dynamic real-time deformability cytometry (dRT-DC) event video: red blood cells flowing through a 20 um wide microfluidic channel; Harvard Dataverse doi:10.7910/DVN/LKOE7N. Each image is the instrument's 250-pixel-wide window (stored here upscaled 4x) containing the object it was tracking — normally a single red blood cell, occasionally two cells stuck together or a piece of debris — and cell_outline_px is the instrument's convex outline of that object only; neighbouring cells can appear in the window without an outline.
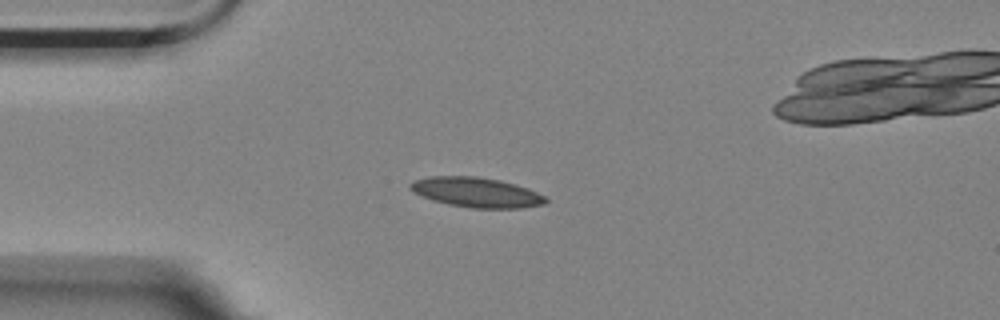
{"species": "Egyptian fruit bat (a non-hibernating species)", "species_latin": "Rousettus aegyptiacus", "temperature_condition": "room temperature", "stored_images_in_passage": 5, "camera_frame_rate_fps": 3000, "um_per_image_px": 0.085, "animal": {"sex": "female"}, "frame": {"image": 1, "passage_image": 3, "time_ms": 0.667, "image_size_px": [1000, 320], "cell_outline_px": [[548, 200], [544, 204], [520, 208], [472, 208], [448, 204], [432, 200], [412, 192], [408, 188], [408, 184], [412, 180], [432, 176], [476, 176], [500, 180], [516, 184], [528, 188], [544, 196]], "centroid_in_image_um": [40.45, 16.34], "position_along_channel_um": 44.6, "area_um2": 23.7}}
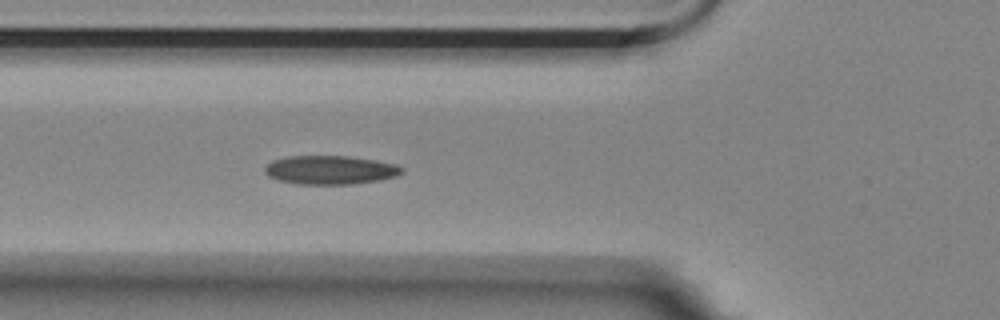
{"frame": {"image": 2, "passage_image": 5, "time_ms": 1.333, "image_size_px": [1000, 320], "cell_outline_px": [[404, 172], [396, 176], [380, 180], [352, 184], [296, 184], [276, 180], [268, 176], [264, 172], [264, 168], [272, 160], [288, 156], [348, 156], [376, 160], [396, 164], [404, 168]], "centroid_in_image_um": [28.06, 14.45], "position_along_channel_um": 97.7, "area_um2": 23.18}}